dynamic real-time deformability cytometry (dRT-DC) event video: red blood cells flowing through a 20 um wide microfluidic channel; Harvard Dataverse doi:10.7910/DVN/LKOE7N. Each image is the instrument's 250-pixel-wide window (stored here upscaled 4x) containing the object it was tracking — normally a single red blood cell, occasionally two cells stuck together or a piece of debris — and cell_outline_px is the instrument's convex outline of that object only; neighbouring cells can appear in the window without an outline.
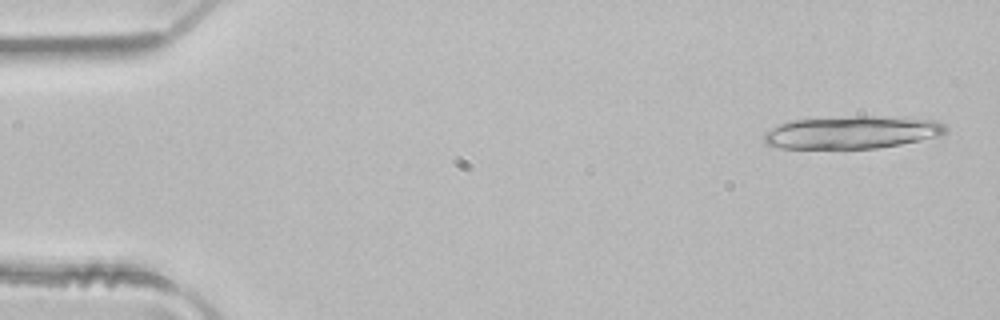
{"species": "common noctule bat (a hibernating species)", "species_latin": "Nyctalus noctula", "temperature_condition": "room temperature", "stored_images_in_passage": 3, "camera_frame_rate_fps": 3000, "um_per_image_px": 0.085, "animal": {"sex": "male", "body_mass_g": 21.5, "forearm_length_mm": 52.0}, "frame": {"image": 1, "passage_image": 1, "time_ms": 0.0, "image_size_px": [1000, 320], "cell_outline_px": [[948, 132], [940, 136], [900, 144], [876, 148], [780, 148], [764, 144], [764, 132], [780, 124], [792, 120], [852, 116], [904, 116], [936, 120], [944, 124], [948, 128]], "centroid_in_image_um": [72.48, 11.23], "position_along_channel_um": 12.5, "area_um2": 34.97}}